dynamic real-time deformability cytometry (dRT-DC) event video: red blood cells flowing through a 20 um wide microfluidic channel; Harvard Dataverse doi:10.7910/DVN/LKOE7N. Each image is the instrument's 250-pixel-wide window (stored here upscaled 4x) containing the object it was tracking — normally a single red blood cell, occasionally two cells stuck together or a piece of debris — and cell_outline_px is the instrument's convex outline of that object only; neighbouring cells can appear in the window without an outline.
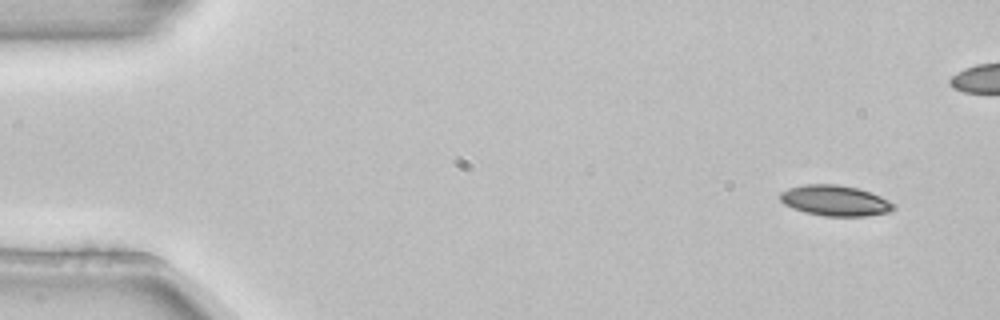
{"species": "common noctule bat (a hibernating species)", "species_latin": "Nyctalus noctula", "temperature_condition": "room temperature", "stored_images_in_passage": 5, "camera_frame_rate_fps": 3000, "um_per_image_px": 0.085, "animal": {"sex": "female", "body_mass_g": 22.7, "forearm_length_mm": 54.2}, "frame": {"image": 1, "passage_image": 1, "time_ms": 0.0, "image_size_px": [1000, 320], "cell_outline_px": [[896, 208], [888, 212], [864, 216], [824, 216], [804, 212], [792, 208], [784, 204], [780, 200], [780, 192], [788, 188], [804, 184], [836, 184], [856, 188], [880, 196], [896, 204]], "centroid_in_image_um": [70.96, 17.05], "position_along_channel_um": 14.0, "area_um2": 20.23}}